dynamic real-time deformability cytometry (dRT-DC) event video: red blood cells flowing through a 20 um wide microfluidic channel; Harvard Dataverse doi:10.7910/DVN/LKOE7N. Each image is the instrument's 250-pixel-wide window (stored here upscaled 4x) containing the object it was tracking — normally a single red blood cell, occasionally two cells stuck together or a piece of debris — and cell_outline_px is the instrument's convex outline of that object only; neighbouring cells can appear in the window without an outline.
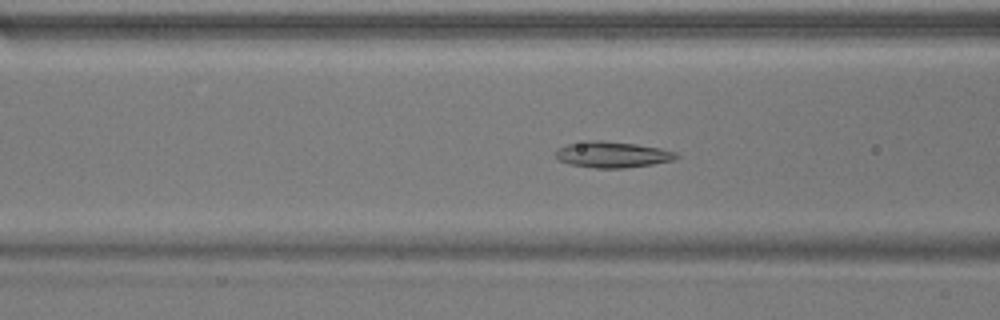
{"species": "common noctule bat (a hibernating species)", "species_latin": "Nyctalus noctula", "temperature_condition": "warm", "stored_images_in_passage": 48, "camera_frame_rate_fps": 3000, "um_per_image_px": 0.085, "animal": {"sex": "male", "body_mass_g": 17.9}, "frame": {"image": 1, "passage_image": 16, "time_ms": 5.0, "image_size_px": [1000, 320], "cell_outline_px": [[680, 156], [672, 160], [652, 164], [624, 168], [592, 168], [568, 164], [560, 160], [556, 156], [556, 152], [560, 148], [568, 144], [588, 140], [604, 140], [636, 144], [660, 148], [676, 152]], "centroid_in_image_um": [52.06, 13.14], "position_along_channel_um": 114.5, "area_um2": 18.26}}
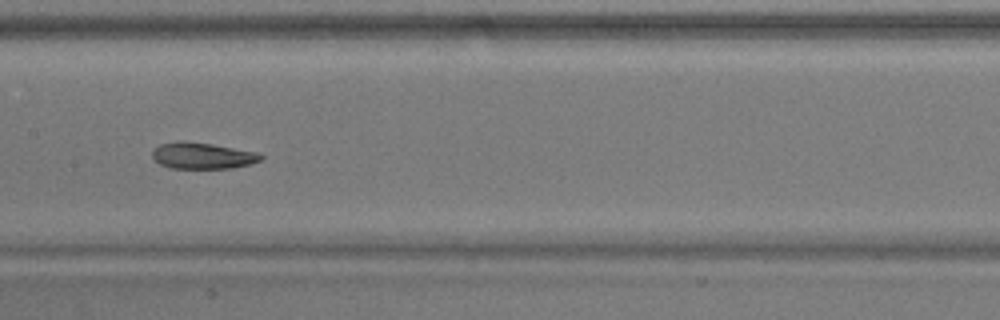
{"frame": {"image": 2, "passage_image": 22, "time_ms": 7.0, "image_size_px": [1000, 320], "cell_outline_px": [[264, 156], [260, 160], [252, 164], [232, 168], [172, 168], [160, 164], [152, 160], [152, 148], [160, 144], [212, 144], [256, 152]], "centroid_in_image_um": [17.23, 13.28], "position_along_channel_um": 190.2, "area_um2": 16.01}}
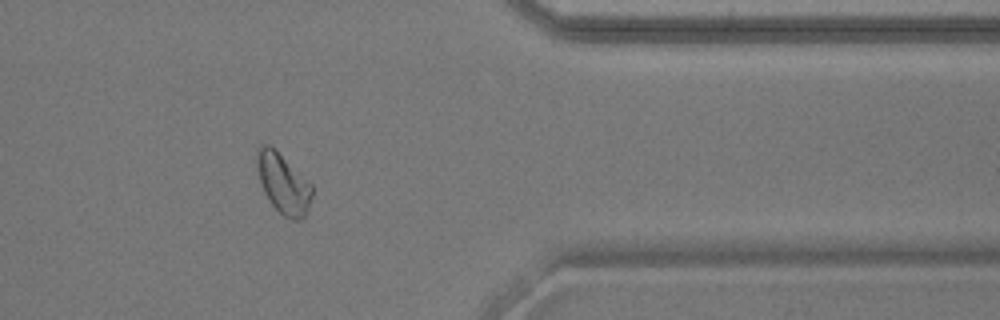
{"frame": {"image": 3, "passage_image": 39, "time_ms": 12.667, "image_size_px": [1000, 320], "cell_outline_px": [[312, 196], [304, 220], [292, 220], [284, 216], [272, 204], [264, 192], [260, 184], [256, 168], [256, 152], [260, 144], [268, 144], [276, 148], [312, 184]], "centroid_in_image_um": [24.06, 15.56], "position_along_channel_um": 387.3, "area_um2": 19.65}, "authors_computed_cell_mechanics": {"area_um2": 19.0451, "velocity_mm_per_s": 3.7843, "shape_relaxation_time_tau1_ms": 8.4369, "shape_relaxation_time_tau2_ms": 4.5443, "deformation_change_tau1": 0.1405, "deformation_change_tau2": 0.0918}}